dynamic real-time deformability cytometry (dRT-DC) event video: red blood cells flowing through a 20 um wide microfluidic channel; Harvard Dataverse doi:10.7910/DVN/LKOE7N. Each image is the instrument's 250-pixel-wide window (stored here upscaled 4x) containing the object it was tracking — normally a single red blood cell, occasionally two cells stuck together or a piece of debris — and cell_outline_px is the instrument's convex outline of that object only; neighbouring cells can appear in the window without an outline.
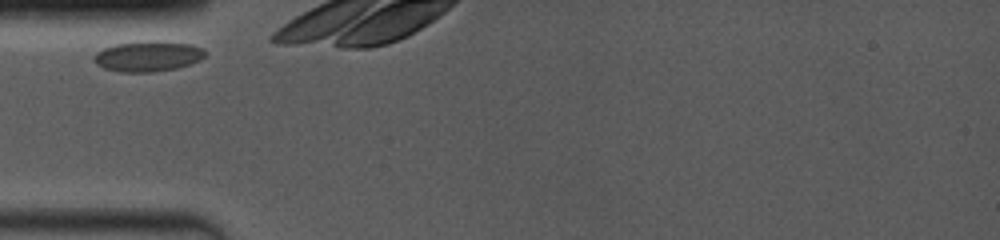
{"species": "common noctule bat (a hibernating species)", "species_latin": "Nyctalus noctula", "temperature_condition": "room temperature", "stored_images_in_passage": 7, "camera_frame_rate_fps": 4000, "um_per_image_px": 0.085, "animal": {"sex": "female", "body_mass_g": 19.0, "forearm_length_mm": 53.3}, "frame": {"image": 1, "passage_image": 1, "time_ms": 0.0, "image_size_px": [1000, 240], "cell_outline_px": [[208, 52], [200, 60], [176, 68], [156, 72], [120, 72], [104, 68], [96, 64], [92, 60], [92, 56], [96, 52], [104, 48], [116, 44], [192, 44], [204, 48]], "centroid_in_image_um": [12.54, 4.84], "position_along_channel_um": 72.5, "area_um2": 18.84}}